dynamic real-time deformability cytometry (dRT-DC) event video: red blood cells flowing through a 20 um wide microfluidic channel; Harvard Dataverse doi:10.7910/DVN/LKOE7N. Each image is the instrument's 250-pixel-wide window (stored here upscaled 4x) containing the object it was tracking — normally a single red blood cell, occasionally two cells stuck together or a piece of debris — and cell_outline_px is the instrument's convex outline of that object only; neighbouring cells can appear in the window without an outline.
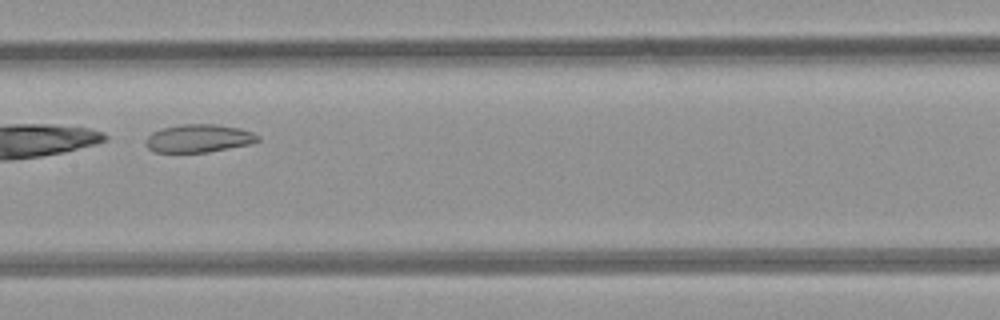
{"species": "common noctule bat (a hibernating species)", "species_latin": "Nyctalus noctula", "temperature_condition": "room temperature", "stored_images_in_passage": 7, "camera_frame_rate_fps": 3000, "um_per_image_px": 0.085, "animal": {"sex": "female", "body_mass_g": 21.9}, "frame": {"image": 1, "passage_image": 7, "time_ms": 7.667, "image_size_px": [1000, 320], "cell_outline_px": [[260, 140], [252, 144], [208, 152], [152, 152], [144, 144], [144, 140], [152, 132], [164, 128], [180, 124], [216, 124], [240, 128], [252, 132], [260, 136]], "centroid_in_image_um": [16.89, 11.76], "position_along_channel_um": 190.5, "area_um2": 18.5}}